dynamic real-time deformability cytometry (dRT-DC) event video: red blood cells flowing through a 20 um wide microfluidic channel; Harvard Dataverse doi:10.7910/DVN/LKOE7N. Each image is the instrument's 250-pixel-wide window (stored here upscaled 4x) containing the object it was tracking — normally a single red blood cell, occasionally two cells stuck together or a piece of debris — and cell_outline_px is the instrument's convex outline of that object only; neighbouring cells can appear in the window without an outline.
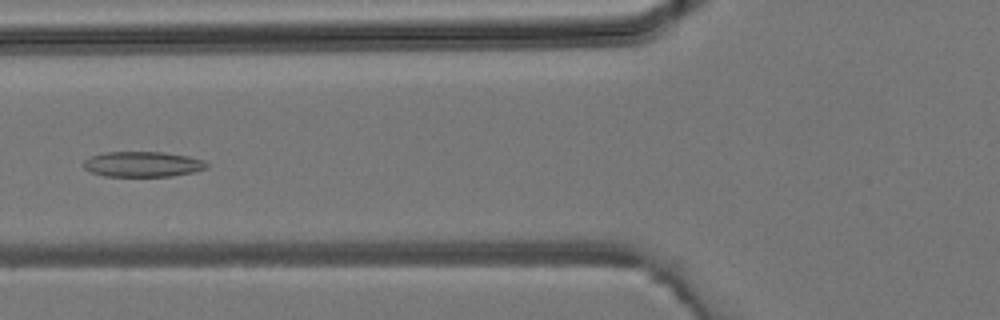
{"species": "common noctule bat (a hibernating species)", "species_latin": "Nyctalus noctula", "temperature_condition": "room temperature", "stored_images_in_passage": 43, "camera_frame_rate_fps": 3000, "um_per_image_px": 0.085, "animal": {"sex": "male", "body_mass_g": 19.2, "forearm_length_mm": 51.8}, "frame": {"image": 1, "passage_image": 17, "time_ms": 5.333, "image_size_px": [1000, 320], "cell_outline_px": [[208, 164], [204, 168], [192, 172], [172, 176], [104, 176], [92, 172], [84, 168], [84, 160], [92, 156], [104, 152], [164, 152], [188, 156], [204, 160]], "centroid_in_image_um": [12.11, 13.95], "position_along_channel_um": 113.7, "area_um2": 18.03}}
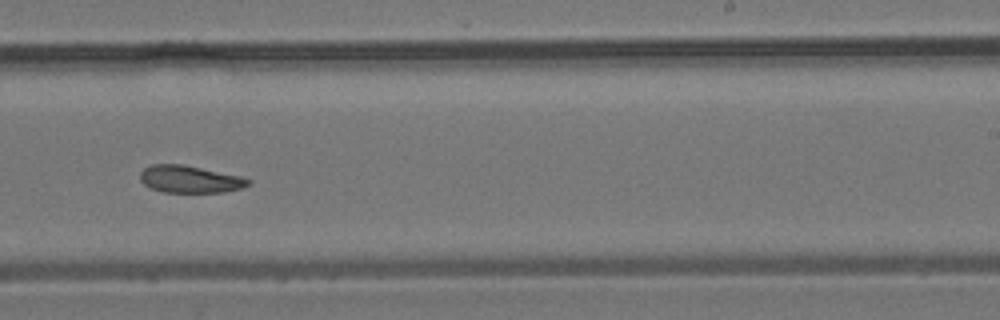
{"frame": {"image": 2, "passage_image": 27, "time_ms": 8.667, "image_size_px": [1000, 320], "cell_outline_px": [[252, 184], [244, 188], [224, 192], [164, 192], [152, 188], [144, 184], [140, 180], [140, 172], [144, 168], [152, 164], [184, 164], [240, 176], [252, 180]], "centroid_in_image_um": [16.18, 15.23], "position_along_channel_um": 272.8, "area_um2": 17.28}}
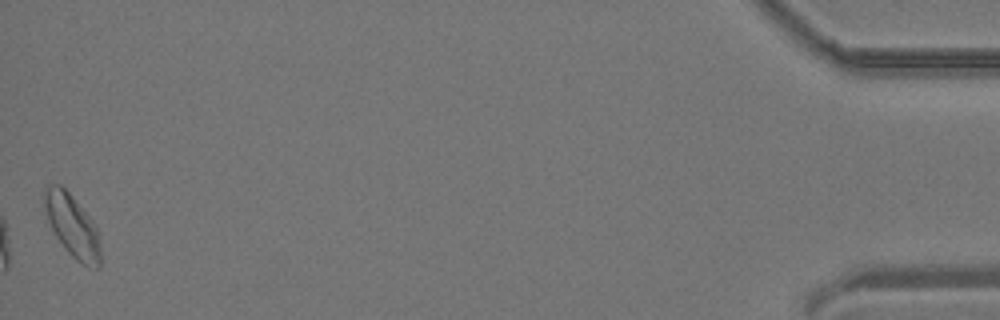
{"frame": {"image": 3, "passage_image": 43, "time_ms": 14.0, "image_size_px": [1000, 320], "cell_outline_px": [[100, 268], [88, 268], [80, 264], [68, 252], [56, 236], [48, 220], [44, 208], [44, 188], [52, 184], [60, 184], [72, 196], [88, 216], [96, 228], [100, 244]], "centroid_in_image_um": [6.14, 19.23], "position_along_channel_um": 429.1, "area_um2": 20.17}}